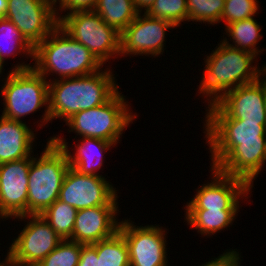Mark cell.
I'll return each mask as SVG.
<instances>
[{
	"label": "cell",
	"instance_id": "obj_35",
	"mask_svg": "<svg viewBox=\"0 0 266 266\" xmlns=\"http://www.w3.org/2000/svg\"><path fill=\"white\" fill-rule=\"evenodd\" d=\"M259 79L261 80V85L263 86V89H264L265 101H266V74H264L261 71V73L259 75Z\"/></svg>",
	"mask_w": 266,
	"mask_h": 266
},
{
	"label": "cell",
	"instance_id": "obj_15",
	"mask_svg": "<svg viewBox=\"0 0 266 266\" xmlns=\"http://www.w3.org/2000/svg\"><path fill=\"white\" fill-rule=\"evenodd\" d=\"M31 162L32 156L0 164V219L27 215Z\"/></svg>",
	"mask_w": 266,
	"mask_h": 266
},
{
	"label": "cell",
	"instance_id": "obj_16",
	"mask_svg": "<svg viewBox=\"0 0 266 266\" xmlns=\"http://www.w3.org/2000/svg\"><path fill=\"white\" fill-rule=\"evenodd\" d=\"M215 104L230 118L266 124V101L260 79L228 91Z\"/></svg>",
	"mask_w": 266,
	"mask_h": 266
},
{
	"label": "cell",
	"instance_id": "obj_21",
	"mask_svg": "<svg viewBox=\"0 0 266 266\" xmlns=\"http://www.w3.org/2000/svg\"><path fill=\"white\" fill-rule=\"evenodd\" d=\"M255 17L244 19L230 23L226 26V34L230 37L229 42L227 37L223 38V41L231 46L240 50L248 51L256 56H259L263 49L256 47L262 39L261 25L254 19ZM261 33V34H260Z\"/></svg>",
	"mask_w": 266,
	"mask_h": 266
},
{
	"label": "cell",
	"instance_id": "obj_34",
	"mask_svg": "<svg viewBox=\"0 0 266 266\" xmlns=\"http://www.w3.org/2000/svg\"><path fill=\"white\" fill-rule=\"evenodd\" d=\"M8 6V0H0V18H4Z\"/></svg>",
	"mask_w": 266,
	"mask_h": 266
},
{
	"label": "cell",
	"instance_id": "obj_25",
	"mask_svg": "<svg viewBox=\"0 0 266 266\" xmlns=\"http://www.w3.org/2000/svg\"><path fill=\"white\" fill-rule=\"evenodd\" d=\"M77 211L74 207L57 199L40 215L63 240H66L72 236Z\"/></svg>",
	"mask_w": 266,
	"mask_h": 266
},
{
	"label": "cell",
	"instance_id": "obj_3",
	"mask_svg": "<svg viewBox=\"0 0 266 266\" xmlns=\"http://www.w3.org/2000/svg\"><path fill=\"white\" fill-rule=\"evenodd\" d=\"M257 56L227 45L223 40L204 58V72L198 92L208 105L218 101L225 93L259 79L262 71L256 64ZM256 61V62H254Z\"/></svg>",
	"mask_w": 266,
	"mask_h": 266
},
{
	"label": "cell",
	"instance_id": "obj_26",
	"mask_svg": "<svg viewBox=\"0 0 266 266\" xmlns=\"http://www.w3.org/2000/svg\"><path fill=\"white\" fill-rule=\"evenodd\" d=\"M145 13L152 18L167 20L176 27L189 22L187 0H156Z\"/></svg>",
	"mask_w": 266,
	"mask_h": 266
},
{
	"label": "cell",
	"instance_id": "obj_19",
	"mask_svg": "<svg viewBox=\"0 0 266 266\" xmlns=\"http://www.w3.org/2000/svg\"><path fill=\"white\" fill-rule=\"evenodd\" d=\"M35 136L26 122L0 116V164L33 155Z\"/></svg>",
	"mask_w": 266,
	"mask_h": 266
},
{
	"label": "cell",
	"instance_id": "obj_37",
	"mask_svg": "<svg viewBox=\"0 0 266 266\" xmlns=\"http://www.w3.org/2000/svg\"><path fill=\"white\" fill-rule=\"evenodd\" d=\"M262 72L264 73V74H266V63H265V65H262Z\"/></svg>",
	"mask_w": 266,
	"mask_h": 266
},
{
	"label": "cell",
	"instance_id": "obj_1",
	"mask_svg": "<svg viewBox=\"0 0 266 266\" xmlns=\"http://www.w3.org/2000/svg\"><path fill=\"white\" fill-rule=\"evenodd\" d=\"M207 108L203 133L211 153L210 166L253 188L265 166L266 124L230 118L215 103Z\"/></svg>",
	"mask_w": 266,
	"mask_h": 266
},
{
	"label": "cell",
	"instance_id": "obj_9",
	"mask_svg": "<svg viewBox=\"0 0 266 266\" xmlns=\"http://www.w3.org/2000/svg\"><path fill=\"white\" fill-rule=\"evenodd\" d=\"M15 218L28 221L7 251L5 260L13 266H37L63 241L41 215Z\"/></svg>",
	"mask_w": 266,
	"mask_h": 266
},
{
	"label": "cell",
	"instance_id": "obj_2",
	"mask_svg": "<svg viewBox=\"0 0 266 266\" xmlns=\"http://www.w3.org/2000/svg\"><path fill=\"white\" fill-rule=\"evenodd\" d=\"M105 69L86 76L50 80V121L61 118L66 122L79 111L106 103L119 90V86L112 69Z\"/></svg>",
	"mask_w": 266,
	"mask_h": 266
},
{
	"label": "cell",
	"instance_id": "obj_22",
	"mask_svg": "<svg viewBox=\"0 0 266 266\" xmlns=\"http://www.w3.org/2000/svg\"><path fill=\"white\" fill-rule=\"evenodd\" d=\"M93 11L121 33L140 13L133 0H98Z\"/></svg>",
	"mask_w": 266,
	"mask_h": 266
},
{
	"label": "cell",
	"instance_id": "obj_23",
	"mask_svg": "<svg viewBox=\"0 0 266 266\" xmlns=\"http://www.w3.org/2000/svg\"><path fill=\"white\" fill-rule=\"evenodd\" d=\"M90 245L97 252V266H130L128 246L120 231Z\"/></svg>",
	"mask_w": 266,
	"mask_h": 266
},
{
	"label": "cell",
	"instance_id": "obj_4",
	"mask_svg": "<svg viewBox=\"0 0 266 266\" xmlns=\"http://www.w3.org/2000/svg\"><path fill=\"white\" fill-rule=\"evenodd\" d=\"M32 68L46 80L58 74L60 79L86 76L103 69L91 51L72 39L59 25L34 47Z\"/></svg>",
	"mask_w": 266,
	"mask_h": 266
},
{
	"label": "cell",
	"instance_id": "obj_7",
	"mask_svg": "<svg viewBox=\"0 0 266 266\" xmlns=\"http://www.w3.org/2000/svg\"><path fill=\"white\" fill-rule=\"evenodd\" d=\"M125 97L117 91L103 105L77 112L65 122L71 129L68 131L80 135V138H99L116 145L123 131L138 116L130 110Z\"/></svg>",
	"mask_w": 266,
	"mask_h": 266
},
{
	"label": "cell",
	"instance_id": "obj_12",
	"mask_svg": "<svg viewBox=\"0 0 266 266\" xmlns=\"http://www.w3.org/2000/svg\"><path fill=\"white\" fill-rule=\"evenodd\" d=\"M122 220L119 231L128 246L130 266H168L166 229L160 225L136 226Z\"/></svg>",
	"mask_w": 266,
	"mask_h": 266
},
{
	"label": "cell",
	"instance_id": "obj_6",
	"mask_svg": "<svg viewBox=\"0 0 266 266\" xmlns=\"http://www.w3.org/2000/svg\"><path fill=\"white\" fill-rule=\"evenodd\" d=\"M28 174L27 215H40L58 198L70 165L64 150L48 140L40 156L34 157Z\"/></svg>",
	"mask_w": 266,
	"mask_h": 266
},
{
	"label": "cell",
	"instance_id": "obj_20",
	"mask_svg": "<svg viewBox=\"0 0 266 266\" xmlns=\"http://www.w3.org/2000/svg\"><path fill=\"white\" fill-rule=\"evenodd\" d=\"M240 210H186V223L203 236H212L233 224Z\"/></svg>",
	"mask_w": 266,
	"mask_h": 266
},
{
	"label": "cell",
	"instance_id": "obj_17",
	"mask_svg": "<svg viewBox=\"0 0 266 266\" xmlns=\"http://www.w3.org/2000/svg\"><path fill=\"white\" fill-rule=\"evenodd\" d=\"M118 206H96L79 209L72 236L74 242L90 245L113 236L119 231Z\"/></svg>",
	"mask_w": 266,
	"mask_h": 266
},
{
	"label": "cell",
	"instance_id": "obj_5",
	"mask_svg": "<svg viewBox=\"0 0 266 266\" xmlns=\"http://www.w3.org/2000/svg\"><path fill=\"white\" fill-rule=\"evenodd\" d=\"M19 64V65H18ZM9 70L0 89L3 98L2 117L22 121L27 115L33 114L45 106L42 114L41 128L50 121L49 115V81L37 73L31 63H19ZM31 65V66H30Z\"/></svg>",
	"mask_w": 266,
	"mask_h": 266
},
{
	"label": "cell",
	"instance_id": "obj_8",
	"mask_svg": "<svg viewBox=\"0 0 266 266\" xmlns=\"http://www.w3.org/2000/svg\"><path fill=\"white\" fill-rule=\"evenodd\" d=\"M58 25L72 39L88 48L102 65L120 56V33L95 11L67 12L58 18Z\"/></svg>",
	"mask_w": 266,
	"mask_h": 266
},
{
	"label": "cell",
	"instance_id": "obj_13",
	"mask_svg": "<svg viewBox=\"0 0 266 266\" xmlns=\"http://www.w3.org/2000/svg\"><path fill=\"white\" fill-rule=\"evenodd\" d=\"M210 171L213 179L196 189L195 196L184 209L239 210V200L248 199L252 187L245 180L223 174L214 167Z\"/></svg>",
	"mask_w": 266,
	"mask_h": 266
},
{
	"label": "cell",
	"instance_id": "obj_32",
	"mask_svg": "<svg viewBox=\"0 0 266 266\" xmlns=\"http://www.w3.org/2000/svg\"><path fill=\"white\" fill-rule=\"evenodd\" d=\"M97 252L91 245H83L77 266H97Z\"/></svg>",
	"mask_w": 266,
	"mask_h": 266
},
{
	"label": "cell",
	"instance_id": "obj_28",
	"mask_svg": "<svg viewBox=\"0 0 266 266\" xmlns=\"http://www.w3.org/2000/svg\"><path fill=\"white\" fill-rule=\"evenodd\" d=\"M83 245L68 239L63 240L37 266H77Z\"/></svg>",
	"mask_w": 266,
	"mask_h": 266
},
{
	"label": "cell",
	"instance_id": "obj_38",
	"mask_svg": "<svg viewBox=\"0 0 266 266\" xmlns=\"http://www.w3.org/2000/svg\"><path fill=\"white\" fill-rule=\"evenodd\" d=\"M3 66H4V65L0 62V75H2V73H3V71H2L3 68H4ZM0 77H1V76H0Z\"/></svg>",
	"mask_w": 266,
	"mask_h": 266
},
{
	"label": "cell",
	"instance_id": "obj_14",
	"mask_svg": "<svg viewBox=\"0 0 266 266\" xmlns=\"http://www.w3.org/2000/svg\"><path fill=\"white\" fill-rule=\"evenodd\" d=\"M176 26L164 19L152 18L146 13L137 17L120 33V56L158 57L164 53L167 30Z\"/></svg>",
	"mask_w": 266,
	"mask_h": 266
},
{
	"label": "cell",
	"instance_id": "obj_30",
	"mask_svg": "<svg viewBox=\"0 0 266 266\" xmlns=\"http://www.w3.org/2000/svg\"><path fill=\"white\" fill-rule=\"evenodd\" d=\"M53 2L55 13L59 18L61 13H63V11L66 12V10L69 12L93 10L98 0H53ZM57 4H59V7ZM56 7H58V9ZM58 11H60V14Z\"/></svg>",
	"mask_w": 266,
	"mask_h": 266
},
{
	"label": "cell",
	"instance_id": "obj_10",
	"mask_svg": "<svg viewBox=\"0 0 266 266\" xmlns=\"http://www.w3.org/2000/svg\"><path fill=\"white\" fill-rule=\"evenodd\" d=\"M118 190L102 175H84L69 167L59 192V200L75 209L118 206Z\"/></svg>",
	"mask_w": 266,
	"mask_h": 266
},
{
	"label": "cell",
	"instance_id": "obj_27",
	"mask_svg": "<svg viewBox=\"0 0 266 266\" xmlns=\"http://www.w3.org/2000/svg\"><path fill=\"white\" fill-rule=\"evenodd\" d=\"M225 0H187L189 22L217 25L221 22Z\"/></svg>",
	"mask_w": 266,
	"mask_h": 266
},
{
	"label": "cell",
	"instance_id": "obj_24",
	"mask_svg": "<svg viewBox=\"0 0 266 266\" xmlns=\"http://www.w3.org/2000/svg\"><path fill=\"white\" fill-rule=\"evenodd\" d=\"M34 47L24 38L13 22L0 18V62L12 56L24 54L33 58ZM19 53V54H18Z\"/></svg>",
	"mask_w": 266,
	"mask_h": 266
},
{
	"label": "cell",
	"instance_id": "obj_11",
	"mask_svg": "<svg viewBox=\"0 0 266 266\" xmlns=\"http://www.w3.org/2000/svg\"><path fill=\"white\" fill-rule=\"evenodd\" d=\"M4 18L13 22L33 47L58 26L53 0H8Z\"/></svg>",
	"mask_w": 266,
	"mask_h": 266
},
{
	"label": "cell",
	"instance_id": "obj_31",
	"mask_svg": "<svg viewBox=\"0 0 266 266\" xmlns=\"http://www.w3.org/2000/svg\"><path fill=\"white\" fill-rule=\"evenodd\" d=\"M236 250L237 249L225 250V252L221 255L219 254L217 258H214L199 266H238L241 264V255L239 254L238 250Z\"/></svg>",
	"mask_w": 266,
	"mask_h": 266
},
{
	"label": "cell",
	"instance_id": "obj_36",
	"mask_svg": "<svg viewBox=\"0 0 266 266\" xmlns=\"http://www.w3.org/2000/svg\"><path fill=\"white\" fill-rule=\"evenodd\" d=\"M0 266H13L11 264H9L5 259L3 261L0 262Z\"/></svg>",
	"mask_w": 266,
	"mask_h": 266
},
{
	"label": "cell",
	"instance_id": "obj_33",
	"mask_svg": "<svg viewBox=\"0 0 266 266\" xmlns=\"http://www.w3.org/2000/svg\"><path fill=\"white\" fill-rule=\"evenodd\" d=\"M156 0H133L136 9L140 13H145ZM143 9V12H142Z\"/></svg>",
	"mask_w": 266,
	"mask_h": 266
},
{
	"label": "cell",
	"instance_id": "obj_18",
	"mask_svg": "<svg viewBox=\"0 0 266 266\" xmlns=\"http://www.w3.org/2000/svg\"><path fill=\"white\" fill-rule=\"evenodd\" d=\"M57 146L61 147L67 155L68 163L76 171L84 175H100L103 166V156L107 150L114 147V143L99 138L82 137L79 139L74 155L68 149V142L59 135L48 138Z\"/></svg>",
	"mask_w": 266,
	"mask_h": 266
},
{
	"label": "cell",
	"instance_id": "obj_29",
	"mask_svg": "<svg viewBox=\"0 0 266 266\" xmlns=\"http://www.w3.org/2000/svg\"><path fill=\"white\" fill-rule=\"evenodd\" d=\"M258 3L257 0H225L221 22H225L226 27L230 23L255 17L259 14Z\"/></svg>",
	"mask_w": 266,
	"mask_h": 266
}]
</instances>
